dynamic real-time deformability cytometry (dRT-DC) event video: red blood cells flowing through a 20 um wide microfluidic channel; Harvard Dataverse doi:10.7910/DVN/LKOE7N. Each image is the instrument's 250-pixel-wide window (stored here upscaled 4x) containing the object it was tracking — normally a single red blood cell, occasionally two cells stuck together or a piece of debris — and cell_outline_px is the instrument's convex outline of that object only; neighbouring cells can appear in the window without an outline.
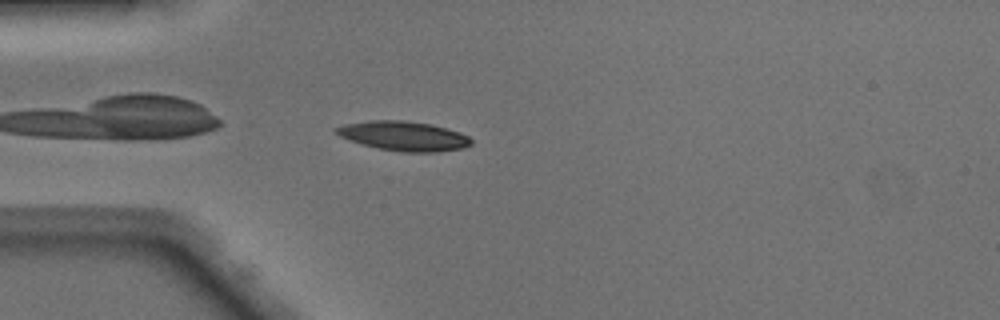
{"species": "Egyptian fruit bat (a non-hibernating species)", "species_latin": "Rousettus aegyptiacus", "temperature_condition": "warm", "stored_images_in_passage": 36, "camera_frame_rate_fps": 3000, "um_per_image_px": 0.085, "animal": {"sex": "male"}, "frame": {"image": 1, "passage_image": 1, "time_ms": 0.0, "image_size_px": [1000, 320], "cell_outline_px": [[472, 144], [464, 148], [436, 152], [400, 152], [380, 148], [364, 144], [340, 136], [336, 132], [336, 128], [344, 124], [372, 120], [404, 120], [432, 124], [460, 132], [468, 136], [472, 140]], "centroid_in_image_um": [34.38, 11.55], "position_along_channel_um": 50.6, "area_um2": 23.0}}
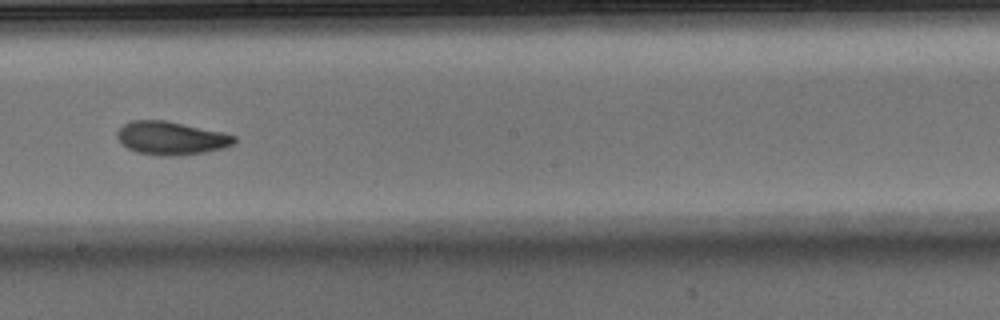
{"frame": {"image": 2, "passage_image": 15, "time_ms": 4.667, "image_size_px": [1000, 320], "cell_outline_px": [[236, 140], [232, 144], [224, 148], [204, 152], [180, 156], [160, 156], [136, 152], [128, 148], [116, 136], [116, 132], [124, 124], [132, 120], [164, 120], [224, 132], [236, 136]], "centroid_in_image_um": [14.55, 11.74], "position_along_channel_um": 233.6, "area_um2": 22.72}}
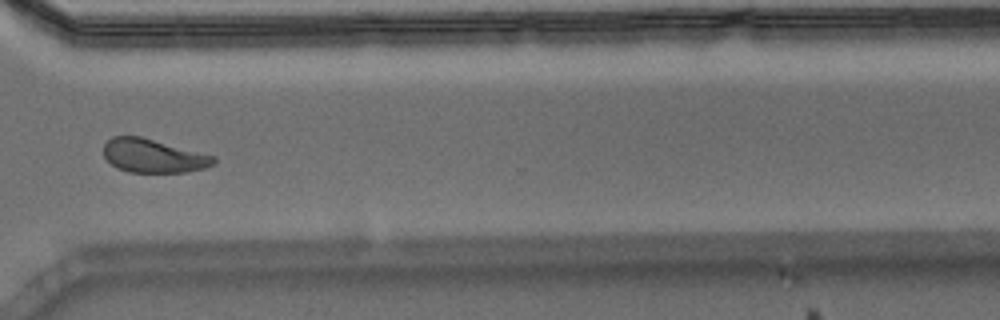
{"frame": {"image": 3, "passage_image": 24, "time_ms": 7.667, "image_size_px": [1000, 320], "cell_outline_px": [[216, 160], [212, 164], [204, 168], [184, 172], [128, 172], [116, 168], [104, 156], [104, 144], [112, 136], [140, 136], [216, 156]], "centroid_in_image_um": [13.01, 13.24], "position_along_channel_um": 357.6, "area_um2": 21.44}, "authors_computed_cell_mechanics": {"area_um2": 22.6287, "velocity_mm_per_s": 4.134, "shape_relaxation_time_tau1_ms": 3.7004, "shape_relaxation_time_tau2_ms": 2.7044, "deformation_change_tau1": 0.1456, "deformation_change_tau2": 0.0951}}